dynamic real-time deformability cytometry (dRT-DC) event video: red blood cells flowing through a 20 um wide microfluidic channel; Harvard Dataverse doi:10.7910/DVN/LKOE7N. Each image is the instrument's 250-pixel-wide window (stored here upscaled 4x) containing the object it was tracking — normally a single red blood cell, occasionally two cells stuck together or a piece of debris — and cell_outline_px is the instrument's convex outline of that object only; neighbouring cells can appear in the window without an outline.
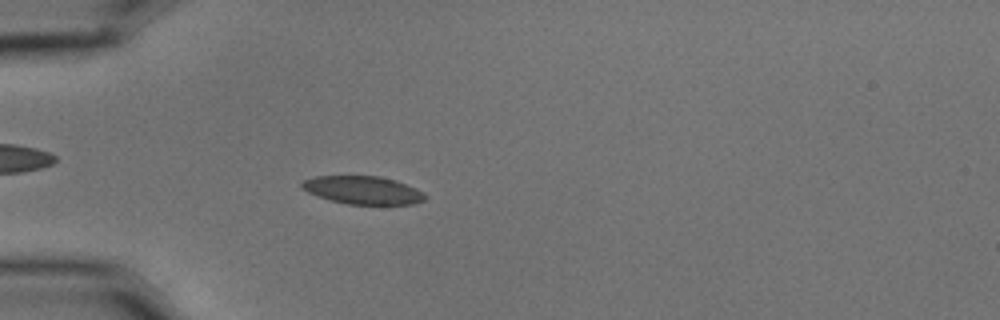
{"species": "common noctule bat (a hibernating species)", "species_latin": "Nyctalus noctula", "temperature_condition": "cold", "stored_images_in_passage": 5, "camera_frame_rate_fps": 3000, "um_per_image_px": 0.085, "animal": {"sex": "male", "body_mass_g": 15.6}, "frame": {"image": 1, "passage_image": 4, "time_ms": 1.0, "image_size_px": [1000, 320], "cell_outline_px": [[428, 196], [424, 200], [412, 204], [344, 204], [308, 192], [300, 188], [300, 184], [304, 180], [316, 176], [380, 176], [396, 180], [416, 188], [424, 192]], "centroid_in_image_um": [30.87, 16.15], "position_along_channel_um": 54.1, "area_um2": 20.11}}